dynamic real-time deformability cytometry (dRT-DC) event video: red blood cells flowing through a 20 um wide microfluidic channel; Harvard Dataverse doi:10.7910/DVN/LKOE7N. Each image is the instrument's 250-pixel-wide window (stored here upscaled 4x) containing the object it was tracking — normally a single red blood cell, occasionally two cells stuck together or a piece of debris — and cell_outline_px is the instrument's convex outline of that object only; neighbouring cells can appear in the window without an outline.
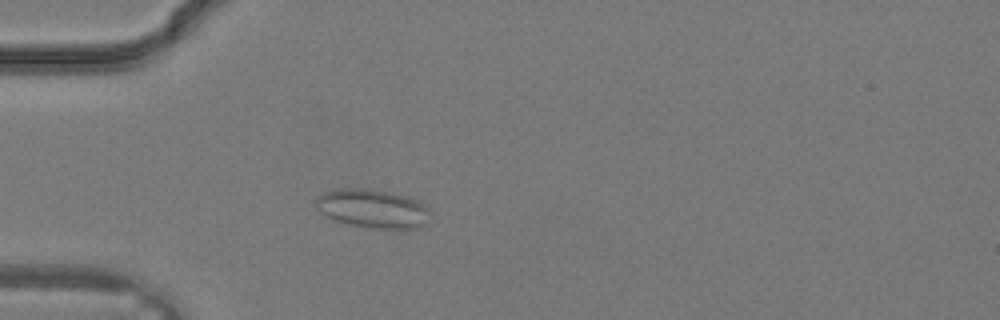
{"species": "common noctule bat (a hibernating species)", "species_latin": "Nyctalus noctula", "temperature_condition": "warm", "stored_images_in_passage": 31, "camera_frame_rate_fps": 3000, "um_per_image_px": 0.085, "animal": {"sex": "male", "body_mass_g": 19.2, "forearm_length_mm": 51.8}, "frame": {"image": 1, "passage_image": 8, "time_ms": 2.333, "image_size_px": [1000, 320], "cell_outline_px": [[428, 224], [420, 228], [364, 228], [344, 224], [332, 220], [320, 212], [316, 208], [316, 196], [324, 192], [340, 188], [360, 188], [388, 192], [404, 196], [416, 200], [428, 208]], "centroid_in_image_um": [31.62, 17.75], "position_along_channel_um": 53.4, "area_um2": 25.95}}
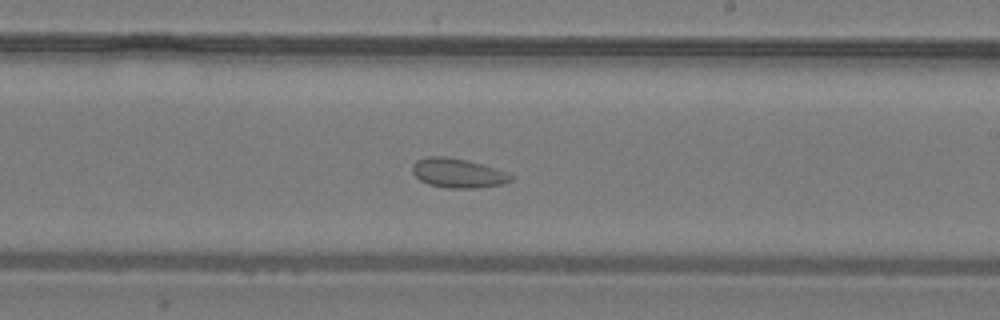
{"frame": {"image": 2, "passage_image": 18, "time_ms": 5.667, "image_size_px": [1000, 320], "cell_outline_px": [[516, 176], [512, 180], [500, 184], [476, 188], [448, 188], [428, 184], [420, 180], [412, 172], [412, 164], [416, 160], [428, 156], [448, 156], [480, 164]], "centroid_in_image_um": [38.87, 14.71], "position_along_channel_um": 250.1, "area_um2": 16.65}}
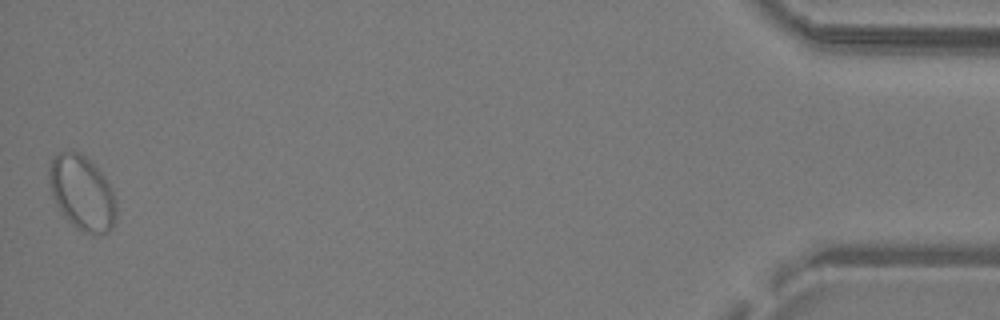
{"frame": {"image": 3, "passage_image": 31, "time_ms": 10.0, "image_size_px": [1000, 320], "cell_outline_px": [[116, 216], [112, 228], [108, 232], [84, 232], [76, 228], [60, 212], [52, 196], [48, 176], [48, 172], [52, 160], [56, 152], [76, 152], [84, 156], [104, 176], [116, 200]], "centroid_in_image_um": [6.95, 16.4], "position_along_channel_um": 428.2, "area_um2": 28.73}}